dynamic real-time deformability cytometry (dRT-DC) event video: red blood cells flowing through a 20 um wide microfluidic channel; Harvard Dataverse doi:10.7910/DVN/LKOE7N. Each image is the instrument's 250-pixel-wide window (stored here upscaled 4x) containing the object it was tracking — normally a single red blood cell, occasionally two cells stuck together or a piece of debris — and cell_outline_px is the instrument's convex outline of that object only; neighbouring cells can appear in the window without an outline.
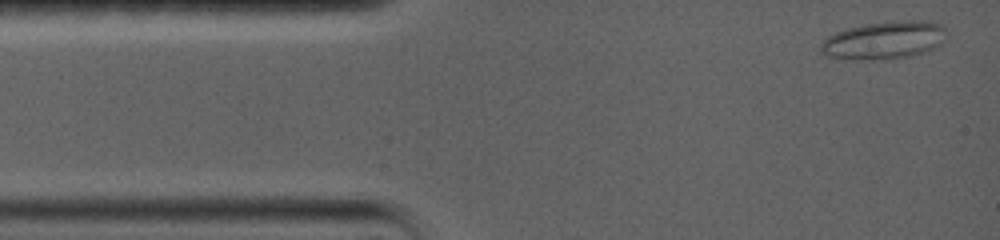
{"species": "common noctule bat (a hibernating species)", "species_latin": "Nyctalus noctula", "temperature_condition": "warm", "stored_images_in_passage": 33, "camera_frame_rate_fps": 5000, "um_per_image_px": 0.085, "animal": {"sex": "female", "body_mass_g": 19.0, "forearm_length_mm": 56.7}, "frame": {"image": 1, "passage_image": 1, "time_ms": 0.0, "image_size_px": [1000, 240], "cell_outline_px": [[944, 40], [936, 48], [912, 56], [888, 60], [852, 60], [824, 56], [820, 52], [820, 44], [828, 36], [836, 32], [848, 28], [868, 24], [908, 20], [924, 20], [944, 24]], "centroid_in_image_um": [75.14, 3.45], "position_along_channel_um": 9.9, "area_um2": 28.03}}
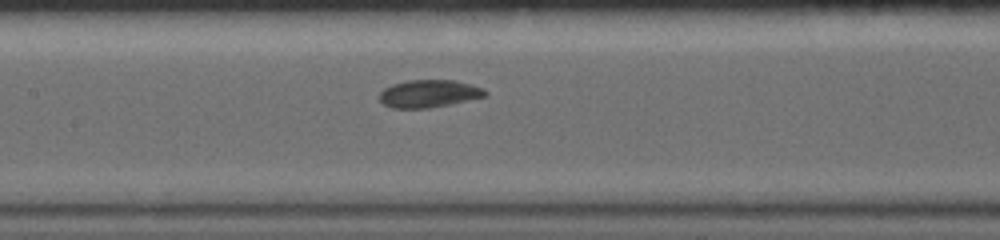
{"frame": {"image": 2, "passage_image": 15, "time_ms": 6.4, "image_size_px": [1000, 240], "cell_outline_px": [[488, 96], [428, 108], [392, 108], [384, 104], [376, 96], [384, 88], [392, 84], [408, 80], [456, 80], [472, 84], [484, 88], [488, 92]], "centroid_in_image_um": [36.46, 7.95], "position_along_channel_um": 170.9, "area_um2": 17.17}}
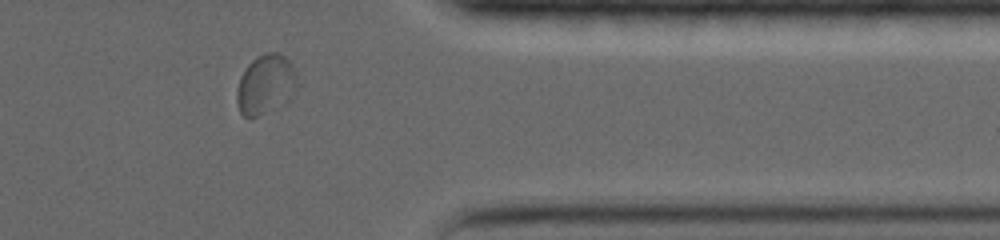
{"frame": {"image": 3, "passage_image": 29, "time_ms": 12.8, "image_size_px": [1000, 240], "cell_outline_px": [[296, 88], [292, 96], [284, 104], [276, 108], [256, 116], [244, 116], [240, 112], [236, 100], [236, 88], [240, 76], [248, 64], [256, 56], [264, 52], [280, 52], [292, 64], [296, 76]], "centroid_in_image_um": [22.56, 7.15], "position_along_channel_um": 388.8, "area_um2": 21.1}, "authors_computed_cell_mechanics": {"area_um2": 18.4382, "velocity_mm_per_s": 3.5525, "shape_relaxation_time_tau1_ms": null, "shape_relaxation_time_tau2_ms": 2.4763, "deformation_change_tau1": null, "deformation_change_tau2": 0.0423}}